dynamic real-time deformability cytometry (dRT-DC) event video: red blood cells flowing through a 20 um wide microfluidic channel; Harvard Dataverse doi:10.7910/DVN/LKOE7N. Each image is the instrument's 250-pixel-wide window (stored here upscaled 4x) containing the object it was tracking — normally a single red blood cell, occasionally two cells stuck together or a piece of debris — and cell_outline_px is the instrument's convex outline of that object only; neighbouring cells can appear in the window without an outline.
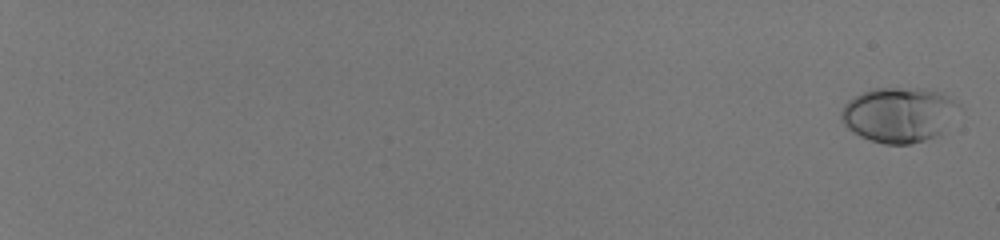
{"species": "human", "species_latin": "Homo sapiens", "temperature_condition": "room temperature", "stored_images_in_passage": 59, "camera_frame_rate_fps": 3000, "um_per_image_px": 0.085, "donor": {"sex": "male"}, "frame": {"image": 1, "passage_image": 2, "time_ms": 0.333, "image_size_px": [1000, 240], "cell_outline_px": [[960, 108], [940, 136], [908, 144], [884, 144], [860, 136], [848, 128], [840, 120], [840, 112], [844, 104], [848, 100], [872, 88], [920, 88], [936, 92], [956, 100], [960, 104]], "centroid_in_image_um": [76.41, 9.75], "position_along_channel_um": 8.6, "area_um2": 37.74}}
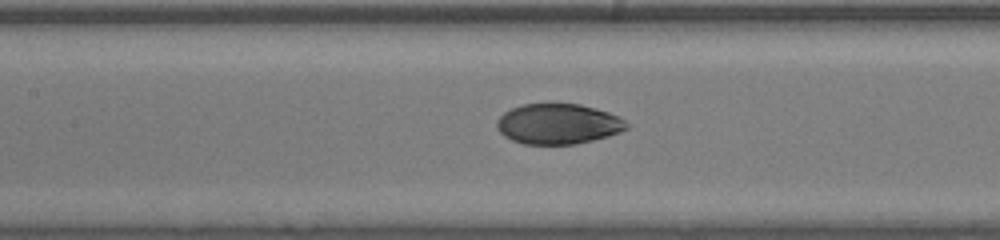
{"frame": {"image": 2, "passage_image": 35, "time_ms": 11.333, "image_size_px": [1000, 240], "cell_outline_px": [[628, 128], [620, 132], [608, 136], [576, 144], [524, 144], [512, 140], [504, 136], [496, 128], [496, 120], [504, 112], [512, 108], [524, 104], [580, 104], [596, 108], [620, 116], [628, 124]], "centroid_in_image_um": [47.44, 10.53], "position_along_channel_um": 160.0, "area_um2": 30.58}}
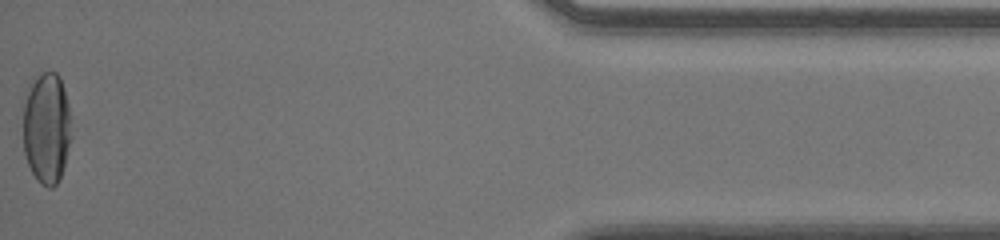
{"frame": {"image": 3, "passage_image": 59, "time_ms": 19.333, "image_size_px": [1000, 240], "cell_outline_px": [[72, 136], [64, 164], [60, 176], [56, 184], [52, 188], [48, 188], [40, 184], [36, 180], [28, 164], [24, 152], [24, 104], [28, 92], [32, 84], [44, 72], [56, 72], [60, 76], [64, 88], [68, 108]], "centroid_in_image_um": [3.98, 10.94], "position_along_channel_um": 431.2, "area_um2": 30.87}, "authors_computed_cell_mechanics": {"area_um2": 31.9056, "velocity_mm_per_s": 4.0689, "shape_relaxation_time_tau1_ms": 4.2785, "shape_relaxation_time_tau2_ms": null, "deformation_change_tau1": 0.1913, "deformation_change_tau2": null}}